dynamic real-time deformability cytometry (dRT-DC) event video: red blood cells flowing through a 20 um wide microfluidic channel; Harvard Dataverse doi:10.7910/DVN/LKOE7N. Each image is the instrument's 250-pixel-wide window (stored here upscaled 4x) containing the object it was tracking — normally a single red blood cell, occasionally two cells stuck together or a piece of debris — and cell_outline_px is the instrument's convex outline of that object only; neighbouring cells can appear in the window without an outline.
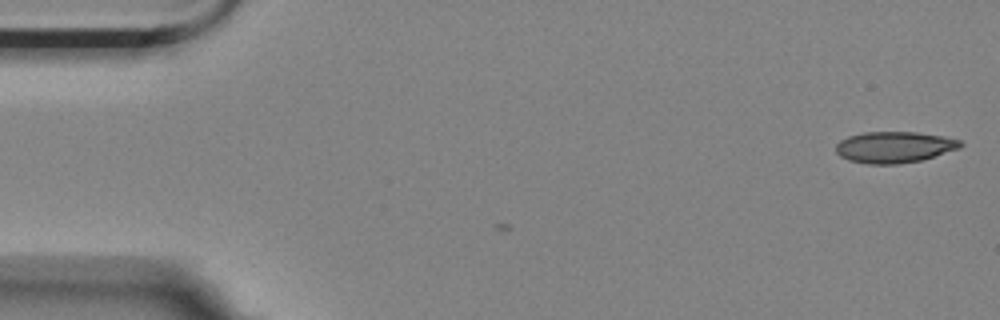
{"species": "Egyptian fruit bat (a non-hibernating species)", "species_latin": "Rousettus aegyptiacus", "temperature_condition": "room temperature", "stored_images_in_passage": 4, "camera_frame_rate_fps": 3000, "um_per_image_px": 0.085, "animal": {"sex": "female"}, "frame": {"image": 1, "passage_image": 4, "time_ms": 1.0, "image_size_px": [1000, 320], "cell_outline_px": [[964, 144], [960, 148], [920, 160], [896, 164], [868, 164], [848, 160], [840, 156], [836, 152], [836, 144], [840, 140], [848, 136], [864, 132], [916, 132], [944, 136], [960, 140]], "centroid_in_image_um": [76.0, 12.5], "position_along_channel_um": 9.0, "area_um2": 22.66}}